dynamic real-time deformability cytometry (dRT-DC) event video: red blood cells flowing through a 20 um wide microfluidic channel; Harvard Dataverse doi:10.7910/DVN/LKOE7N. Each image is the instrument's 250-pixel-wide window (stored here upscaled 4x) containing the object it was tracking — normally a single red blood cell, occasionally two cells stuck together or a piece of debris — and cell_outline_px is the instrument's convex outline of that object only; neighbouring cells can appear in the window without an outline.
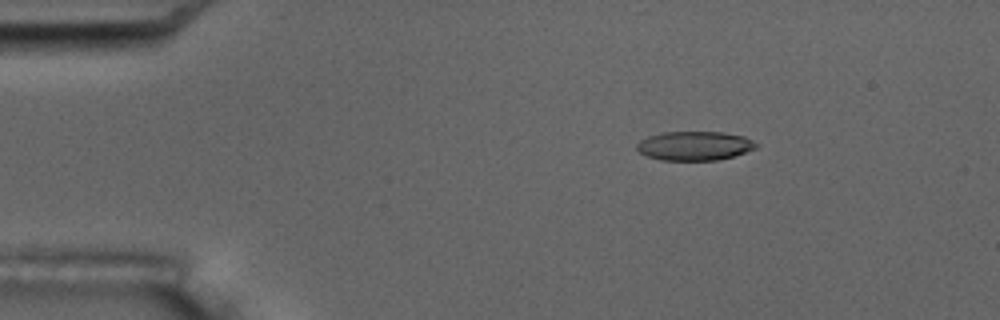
{"species": "common noctule bat (a hibernating species)", "species_latin": "Nyctalus noctula", "temperature_condition": "room temperature", "stored_images_in_passage": 5, "camera_frame_rate_fps": 3000, "um_per_image_px": 0.085, "animal": {"sex": "male", "body_mass_g": 17.5, "forearm_length_mm": 52.3}, "frame": {"image": 1, "passage_image": 3, "time_ms": 2.333, "image_size_px": [1000, 320], "cell_outline_px": [[760, 144], [756, 148], [732, 156], [716, 160], [660, 160], [648, 156], [640, 152], [636, 148], [636, 144], [640, 140], [648, 136], [664, 132], [724, 132], [744, 136]], "centroid_in_image_um": [59.04, 12.39], "position_along_channel_um": 26.0, "area_um2": 20.17}}